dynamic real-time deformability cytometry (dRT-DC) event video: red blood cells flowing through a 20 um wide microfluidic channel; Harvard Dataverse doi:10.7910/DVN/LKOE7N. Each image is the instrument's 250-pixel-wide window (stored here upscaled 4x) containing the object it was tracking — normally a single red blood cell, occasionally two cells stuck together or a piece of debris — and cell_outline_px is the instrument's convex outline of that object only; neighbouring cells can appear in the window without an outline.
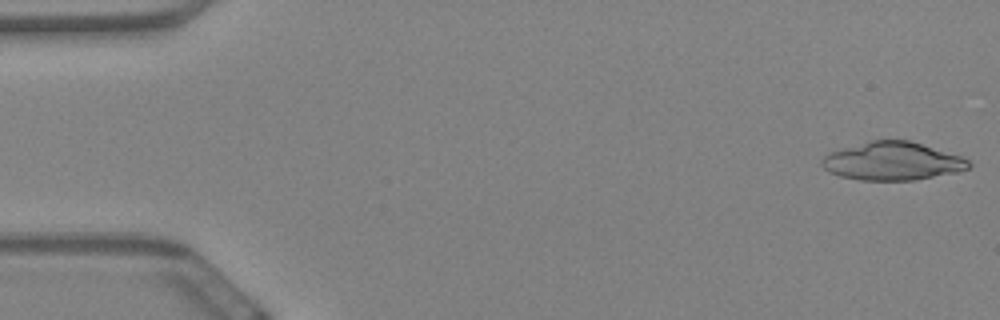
{"species": "Egyptian fruit bat (a non-hibernating species)", "species_latin": "Rousettus aegyptiacus", "temperature_condition": "warm", "stored_images_in_passage": 33, "camera_frame_rate_fps": 3000, "um_per_image_px": 0.085, "animal": {"sex": "female"}, "frame": {"image": 1, "passage_image": 1, "time_ms": 0.0, "image_size_px": [1000, 320], "cell_outline_px": [[972, 164], [968, 168], [960, 172], [916, 180], [860, 180], [840, 176], [824, 168], [820, 164], [820, 160], [828, 152], [872, 140], [908, 140], [960, 156], [968, 160]], "centroid_in_image_um": [75.85, 13.71], "position_along_channel_um": 9.1, "area_um2": 32.54}}
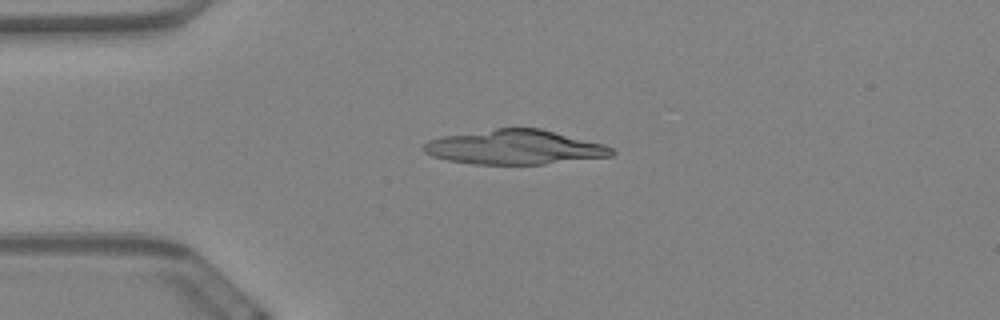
{"frame": {"image": 2, "passage_image": 14, "time_ms": 4.333, "image_size_px": [1000, 320], "cell_outline_px": [[616, 152], [612, 156], [544, 164], [472, 164], [448, 160], [432, 156], [424, 152], [424, 144], [428, 140], [440, 136], [496, 128], [540, 128], [604, 144], [612, 148]], "centroid_in_image_um": [43.74, 12.51], "position_along_channel_um": 41.3, "area_um2": 37.8}}